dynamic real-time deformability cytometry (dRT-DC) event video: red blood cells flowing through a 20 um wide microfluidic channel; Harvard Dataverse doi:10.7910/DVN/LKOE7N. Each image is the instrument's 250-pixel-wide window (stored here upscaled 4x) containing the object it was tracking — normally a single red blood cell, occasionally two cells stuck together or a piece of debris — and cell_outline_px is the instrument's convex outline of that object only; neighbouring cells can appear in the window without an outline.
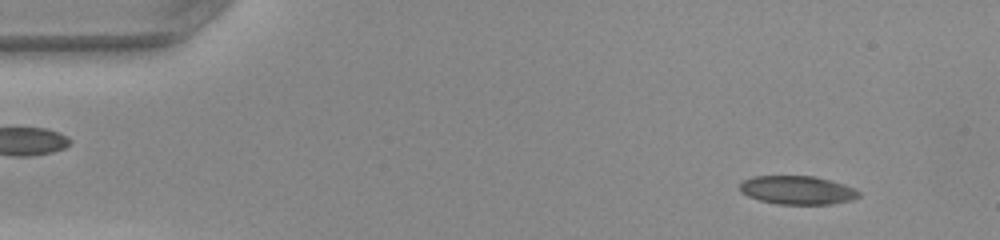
{"species": "common noctule bat (a hibernating species)", "species_latin": "Nyctalus noctula", "temperature_condition": "warm", "stored_images_in_passage": 49, "camera_frame_rate_fps": 3000, "um_per_image_px": 0.085, "animal": {"sex": "female", "body_mass_g": 22.0, "forearm_length_mm": 56.7}, "frame": {"image": 1, "passage_image": 4, "time_ms": 1.0, "image_size_px": [1000, 240], "cell_outline_px": [[860, 196], [852, 200], [832, 204], [776, 204], [760, 200], [748, 196], [740, 192], [740, 184], [744, 180], [752, 176], [816, 176], [844, 184], [860, 192]], "centroid_in_image_um": [67.77, 16.16], "position_along_channel_um": 17.2, "area_um2": 19.83}}
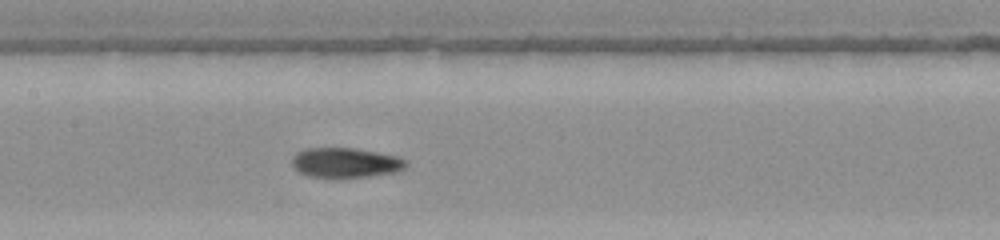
{"frame": {"image": 2, "passage_image": 23, "time_ms": 7.333, "image_size_px": [1000, 240], "cell_outline_px": [[408, 164], [404, 168], [396, 172], [372, 176], [340, 180], [308, 176], [300, 172], [292, 164], [292, 156], [296, 152], [304, 148], [352, 148], [376, 152], [396, 156], [404, 160]], "centroid_in_image_um": [29.33, 13.86], "position_along_channel_um": 178.1, "area_um2": 20.35}}
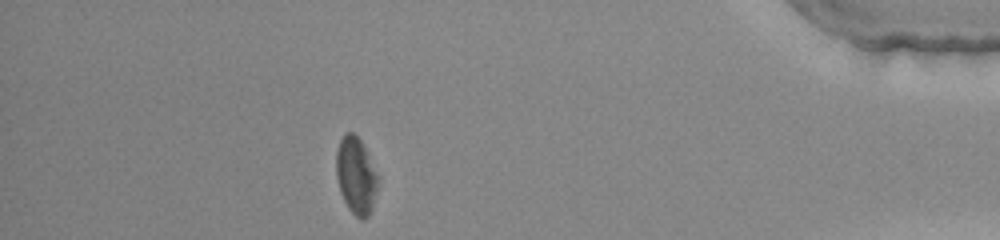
{"frame": {"image": 3, "passage_image": 43, "time_ms": 14.0, "image_size_px": [1000, 240], "cell_outline_px": [[376, 188], [372, 208], [368, 216], [364, 220], [356, 216], [348, 208], [340, 192], [336, 176], [336, 152], [340, 140], [344, 132], [352, 132], [360, 140], [376, 172]], "centroid_in_image_um": [30.21, 14.92], "position_along_channel_um": 405.0, "area_um2": 18.21}, "authors_computed_cell_mechanics": {"area_um2": 19.8254, "velocity_mm_per_s": 4.1251, "shape_relaxation_time_tau1_ms": 10.5911, "shape_relaxation_time_tau2_ms": 2.9968, "deformation_change_tau1": 0.2438, "deformation_change_tau2": 0.0892}}